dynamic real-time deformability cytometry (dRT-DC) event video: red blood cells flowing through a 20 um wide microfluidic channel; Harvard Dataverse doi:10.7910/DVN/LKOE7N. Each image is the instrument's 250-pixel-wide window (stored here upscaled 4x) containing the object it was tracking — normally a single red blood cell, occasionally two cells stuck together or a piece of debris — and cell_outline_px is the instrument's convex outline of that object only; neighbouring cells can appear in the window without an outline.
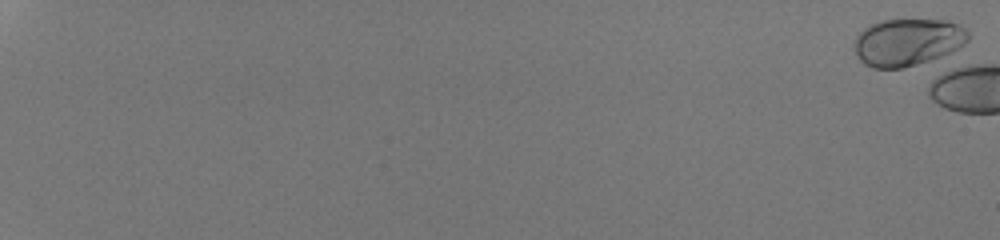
{"species": "human", "species_latin": "Homo sapiens", "temperature_condition": "room temperature", "stored_images_in_passage": 3, "camera_frame_rate_fps": 3000, "um_per_image_px": 0.085, "donor": {"sex": "male"}, "frame": {"image": 1, "passage_image": 1, "time_ms": 0.0, "image_size_px": [1000, 240], "cell_outline_px": [[968, 40], [964, 44], [940, 60], [904, 68], [872, 68], [864, 64], [856, 56], [856, 36], [864, 28], [880, 20], [948, 20], [960, 24], [968, 32]], "centroid_in_image_um": [77.2, 3.61], "position_along_channel_um": 7.8, "area_um2": 31.91}}